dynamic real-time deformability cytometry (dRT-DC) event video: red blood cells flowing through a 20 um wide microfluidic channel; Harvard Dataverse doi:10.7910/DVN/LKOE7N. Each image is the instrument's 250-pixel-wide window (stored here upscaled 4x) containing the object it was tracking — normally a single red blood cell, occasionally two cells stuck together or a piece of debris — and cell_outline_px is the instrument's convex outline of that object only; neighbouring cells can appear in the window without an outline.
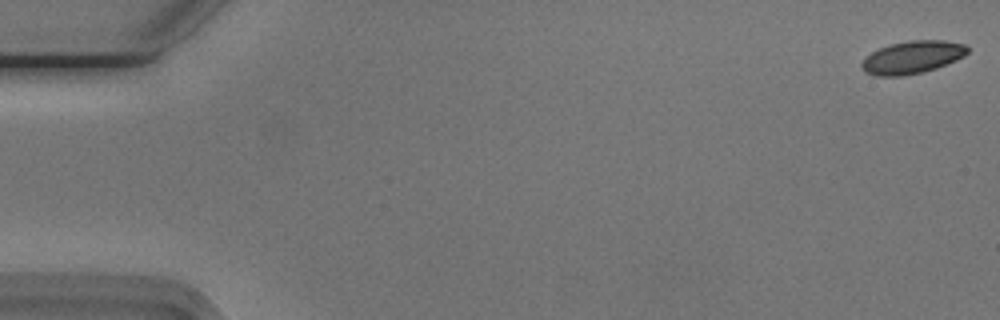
{"species": "Egyptian fruit bat (a non-hibernating species)", "species_latin": "Rousettus aegyptiacus", "temperature_condition": "cold", "stored_images_in_passage": 55, "camera_frame_rate_fps": 3000, "um_per_image_px": 0.085, "animal": {"sex": "male"}, "frame": {"image": 1, "passage_image": 1, "time_ms": 0.0, "image_size_px": [1000, 320], "cell_outline_px": [[968, 52], [964, 56], [956, 60], [936, 68], [924, 72], [904, 76], [876, 76], [864, 72], [860, 64], [872, 52], [880, 48], [892, 44], [908, 40], [944, 40], [964, 44], [968, 48]], "centroid_in_image_um": [77.55, 4.88], "position_along_channel_um": 7.4, "area_um2": 20.11}}
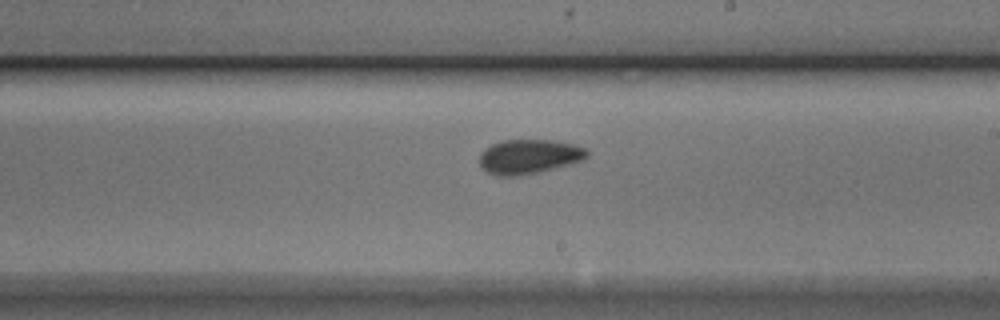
{"frame": {"image": 2, "passage_image": 32, "time_ms": 10.333, "image_size_px": [1000, 320], "cell_outline_px": [[588, 156], [580, 160], [568, 164], [540, 172], [516, 176], [496, 176], [480, 168], [480, 152], [484, 148], [500, 140], [552, 140], [572, 144], [588, 148]], "centroid_in_image_um": [44.92, 13.31], "position_along_channel_um": 244.1, "area_um2": 21.68}}
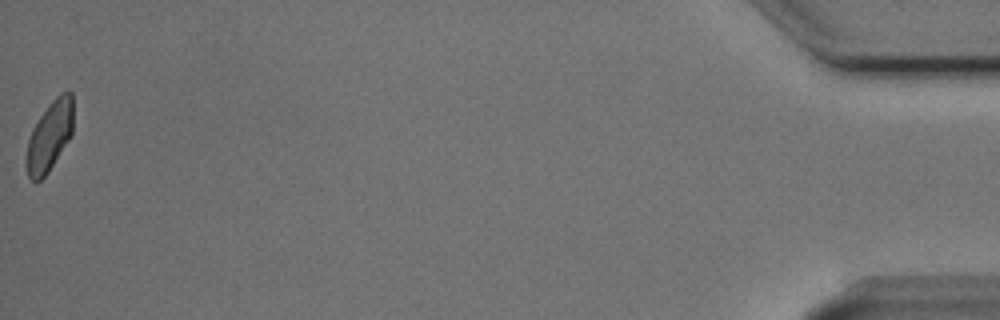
{"frame": {"image": 3, "passage_image": 55, "time_ms": 18.0, "image_size_px": [1000, 320], "cell_outline_px": [[72, 132], [68, 140], [48, 172], [36, 184], [28, 176], [24, 164], [28, 140], [32, 128], [40, 116], [52, 100], [60, 92], [72, 92]], "centroid_in_image_um": [4.17, 11.6], "position_along_channel_um": 431.0, "area_um2": 19.02}, "authors_computed_cell_mechanics": {"area_um2": 20.5768, "velocity_mm_per_s": 3.7501, "shape_relaxation_time_tau1_ms": 3.3318, "shape_relaxation_time_tau2_ms": 1.5077, "deformation_change_tau1": 0.0915, "deformation_change_tau2": 0.0522}}